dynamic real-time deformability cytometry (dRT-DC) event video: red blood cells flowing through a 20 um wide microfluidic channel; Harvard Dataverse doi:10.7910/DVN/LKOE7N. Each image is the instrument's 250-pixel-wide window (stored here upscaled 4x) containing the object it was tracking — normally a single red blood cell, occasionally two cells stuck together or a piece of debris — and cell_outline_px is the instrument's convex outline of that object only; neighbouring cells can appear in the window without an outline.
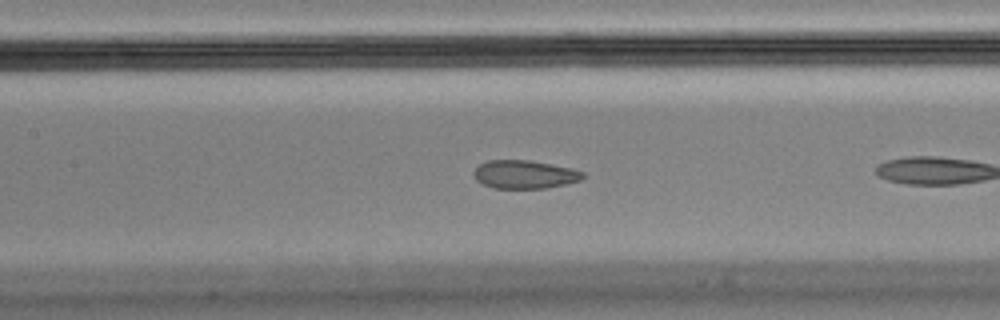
{"species": "Egyptian fruit bat (a non-hibernating species)", "species_latin": "Rousettus aegyptiacus", "temperature_condition": "cold", "stored_images_in_passage": 8, "camera_frame_rate_fps": 3000, "um_per_image_px": 0.085, "animal": {"sex": "male"}, "frame": {"image": 1, "passage_image": 7, "time_ms": 2.0, "image_size_px": [1000, 320], "cell_outline_px": [[584, 176], [580, 180], [548, 188], [492, 188], [476, 180], [472, 172], [480, 164], [488, 160], [528, 160], [572, 168], [584, 172]], "centroid_in_image_um": [44.57, 14.82], "position_along_channel_um": 162.8, "area_um2": 17.92}}